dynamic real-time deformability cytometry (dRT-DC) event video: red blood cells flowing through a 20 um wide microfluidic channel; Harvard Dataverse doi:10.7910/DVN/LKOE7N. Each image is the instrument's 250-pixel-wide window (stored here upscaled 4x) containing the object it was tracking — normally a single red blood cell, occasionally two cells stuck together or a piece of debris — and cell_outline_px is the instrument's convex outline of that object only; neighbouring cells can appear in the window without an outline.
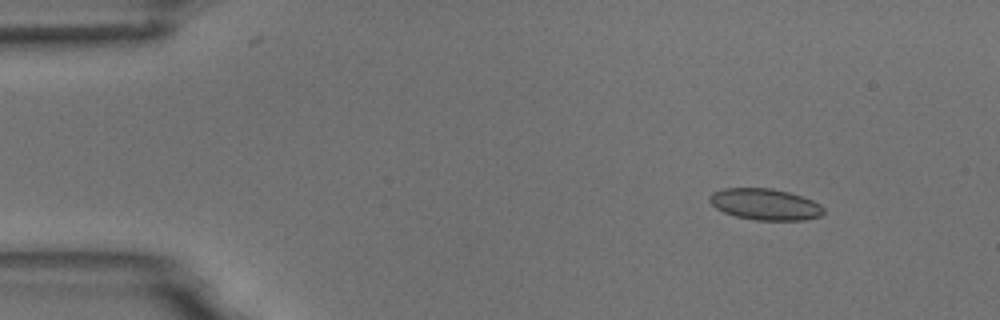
{"species": "common noctule bat (a hibernating species)", "species_latin": "Nyctalus noctula", "temperature_condition": "room temperature", "stored_images_in_passage": 11, "camera_frame_rate_fps": 3000, "um_per_image_px": 0.085, "animal": {"sex": "male", "body_mass_g": 18.8}, "frame": {"image": 1, "passage_image": 2, "time_ms": 2.0, "image_size_px": [1000, 320], "cell_outline_px": [[824, 212], [820, 216], [804, 220], [756, 220], [736, 216], [724, 212], [716, 208], [708, 200], [708, 196], [712, 192], [724, 188], [772, 188], [788, 192], [812, 200], [820, 204], [824, 208]], "centroid_in_image_um": [65.01, 17.36], "position_along_channel_um": 20.0, "area_um2": 20.81}}
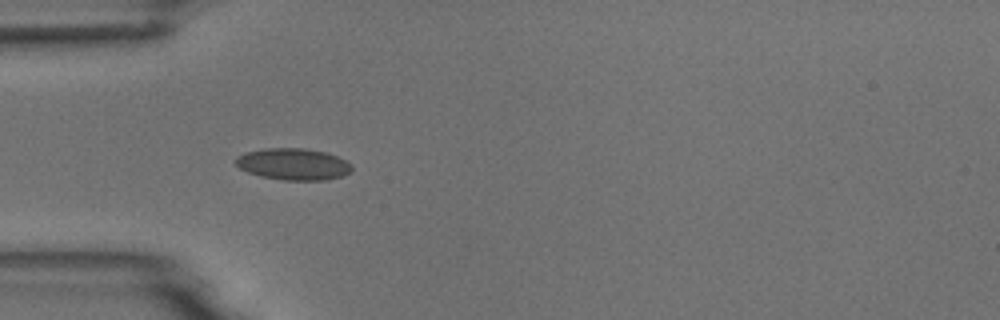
{"frame": {"image": 2, "passage_image": 5, "time_ms": 5.333, "image_size_px": [1000, 320], "cell_outline_px": [[352, 172], [344, 176], [328, 180], [284, 180], [260, 176], [248, 172], [240, 168], [232, 160], [236, 156], [248, 152], [264, 148], [304, 148], [324, 152], [336, 156], [352, 164]], "centroid_in_image_um": [24.94, 13.96], "position_along_channel_um": 60.1, "area_um2": 21.56}}
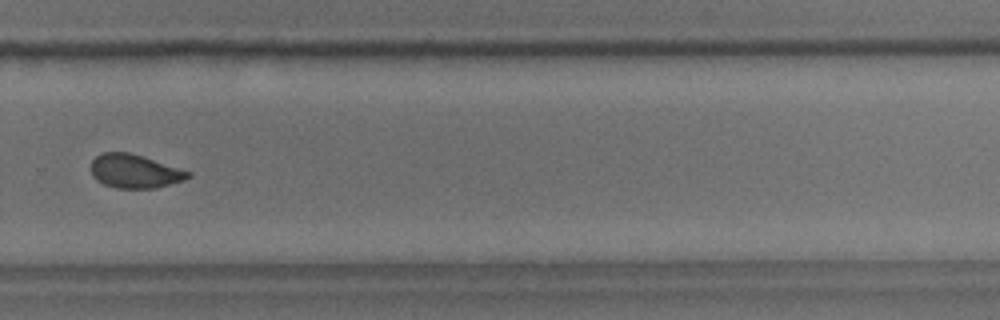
{"frame": {"image": 3, "passage_image": 11, "time_ms": 12.333, "image_size_px": [1000, 320], "cell_outline_px": [[192, 176], [184, 180], [156, 188], [116, 188], [104, 184], [96, 180], [92, 176], [92, 160], [96, 156], [104, 152], [128, 152], [192, 172]], "centroid_in_image_um": [11.45, 14.56], "position_along_channel_um": 318.3, "area_um2": 18.9}}